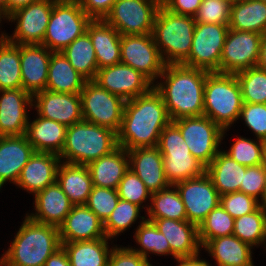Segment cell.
Here are the masks:
<instances>
[{
  "instance_id": "obj_1",
  "label": "cell",
  "mask_w": 266,
  "mask_h": 266,
  "mask_svg": "<svg viewBox=\"0 0 266 266\" xmlns=\"http://www.w3.org/2000/svg\"><path fill=\"white\" fill-rule=\"evenodd\" d=\"M170 122L163 99L153 87L146 94L125 102L117 133L118 146L127 151L157 146L160 134Z\"/></svg>"
},
{
  "instance_id": "obj_2",
  "label": "cell",
  "mask_w": 266,
  "mask_h": 266,
  "mask_svg": "<svg viewBox=\"0 0 266 266\" xmlns=\"http://www.w3.org/2000/svg\"><path fill=\"white\" fill-rule=\"evenodd\" d=\"M210 72L183 64H168L154 89L161 95L171 121L204 113V85Z\"/></svg>"
},
{
  "instance_id": "obj_3",
  "label": "cell",
  "mask_w": 266,
  "mask_h": 266,
  "mask_svg": "<svg viewBox=\"0 0 266 266\" xmlns=\"http://www.w3.org/2000/svg\"><path fill=\"white\" fill-rule=\"evenodd\" d=\"M59 228L31 220L27 215L8 250L5 266H44L60 247Z\"/></svg>"
},
{
  "instance_id": "obj_4",
  "label": "cell",
  "mask_w": 266,
  "mask_h": 266,
  "mask_svg": "<svg viewBox=\"0 0 266 266\" xmlns=\"http://www.w3.org/2000/svg\"><path fill=\"white\" fill-rule=\"evenodd\" d=\"M117 133L82 120L67 127L64 147L59 154L62 162L88 165L117 149Z\"/></svg>"
},
{
  "instance_id": "obj_5",
  "label": "cell",
  "mask_w": 266,
  "mask_h": 266,
  "mask_svg": "<svg viewBox=\"0 0 266 266\" xmlns=\"http://www.w3.org/2000/svg\"><path fill=\"white\" fill-rule=\"evenodd\" d=\"M195 25L193 16L175 14L160 5L151 34L166 65L182 64L188 58Z\"/></svg>"
},
{
  "instance_id": "obj_6",
  "label": "cell",
  "mask_w": 266,
  "mask_h": 266,
  "mask_svg": "<svg viewBox=\"0 0 266 266\" xmlns=\"http://www.w3.org/2000/svg\"><path fill=\"white\" fill-rule=\"evenodd\" d=\"M243 105L242 91L235 74L211 72L204 85V116L222 130L240 117Z\"/></svg>"
},
{
  "instance_id": "obj_7",
  "label": "cell",
  "mask_w": 266,
  "mask_h": 266,
  "mask_svg": "<svg viewBox=\"0 0 266 266\" xmlns=\"http://www.w3.org/2000/svg\"><path fill=\"white\" fill-rule=\"evenodd\" d=\"M158 150L163 156V166L171 185L202 176L206 167L192 156L179 128L171 121L160 134Z\"/></svg>"
},
{
  "instance_id": "obj_8",
  "label": "cell",
  "mask_w": 266,
  "mask_h": 266,
  "mask_svg": "<svg viewBox=\"0 0 266 266\" xmlns=\"http://www.w3.org/2000/svg\"><path fill=\"white\" fill-rule=\"evenodd\" d=\"M91 20L78 0H56L42 45L51 52H62L86 32Z\"/></svg>"
},
{
  "instance_id": "obj_9",
  "label": "cell",
  "mask_w": 266,
  "mask_h": 266,
  "mask_svg": "<svg viewBox=\"0 0 266 266\" xmlns=\"http://www.w3.org/2000/svg\"><path fill=\"white\" fill-rule=\"evenodd\" d=\"M80 96L83 120L118 133L126 102L123 98L108 92L93 80L85 82Z\"/></svg>"
},
{
  "instance_id": "obj_10",
  "label": "cell",
  "mask_w": 266,
  "mask_h": 266,
  "mask_svg": "<svg viewBox=\"0 0 266 266\" xmlns=\"http://www.w3.org/2000/svg\"><path fill=\"white\" fill-rule=\"evenodd\" d=\"M172 122L179 128L192 156L207 167L220 151L219 143L221 145L227 129L222 130L204 115L183 117Z\"/></svg>"
},
{
  "instance_id": "obj_11",
  "label": "cell",
  "mask_w": 266,
  "mask_h": 266,
  "mask_svg": "<svg viewBox=\"0 0 266 266\" xmlns=\"http://www.w3.org/2000/svg\"><path fill=\"white\" fill-rule=\"evenodd\" d=\"M159 7L156 0H116L104 20L121 35L151 34Z\"/></svg>"
},
{
  "instance_id": "obj_12",
  "label": "cell",
  "mask_w": 266,
  "mask_h": 266,
  "mask_svg": "<svg viewBox=\"0 0 266 266\" xmlns=\"http://www.w3.org/2000/svg\"><path fill=\"white\" fill-rule=\"evenodd\" d=\"M228 24L196 23L192 48L183 65L218 72Z\"/></svg>"
},
{
  "instance_id": "obj_13",
  "label": "cell",
  "mask_w": 266,
  "mask_h": 266,
  "mask_svg": "<svg viewBox=\"0 0 266 266\" xmlns=\"http://www.w3.org/2000/svg\"><path fill=\"white\" fill-rule=\"evenodd\" d=\"M120 46L121 63L139 71L154 84L166 63L154 43L152 34L121 35Z\"/></svg>"
},
{
  "instance_id": "obj_14",
  "label": "cell",
  "mask_w": 266,
  "mask_h": 266,
  "mask_svg": "<svg viewBox=\"0 0 266 266\" xmlns=\"http://www.w3.org/2000/svg\"><path fill=\"white\" fill-rule=\"evenodd\" d=\"M260 44L259 33L229 29L220 58L219 73L236 74L255 67Z\"/></svg>"
},
{
  "instance_id": "obj_15",
  "label": "cell",
  "mask_w": 266,
  "mask_h": 266,
  "mask_svg": "<svg viewBox=\"0 0 266 266\" xmlns=\"http://www.w3.org/2000/svg\"><path fill=\"white\" fill-rule=\"evenodd\" d=\"M55 1L41 0L8 16L6 19L17 25L13 36L7 34V40L20 45L42 44Z\"/></svg>"
},
{
  "instance_id": "obj_16",
  "label": "cell",
  "mask_w": 266,
  "mask_h": 266,
  "mask_svg": "<svg viewBox=\"0 0 266 266\" xmlns=\"http://www.w3.org/2000/svg\"><path fill=\"white\" fill-rule=\"evenodd\" d=\"M174 185L185 205L187 221L197 226L220 204V195L206 173Z\"/></svg>"
},
{
  "instance_id": "obj_17",
  "label": "cell",
  "mask_w": 266,
  "mask_h": 266,
  "mask_svg": "<svg viewBox=\"0 0 266 266\" xmlns=\"http://www.w3.org/2000/svg\"><path fill=\"white\" fill-rule=\"evenodd\" d=\"M93 81L125 101L146 94L154 85L142 73L123 63L98 69Z\"/></svg>"
},
{
  "instance_id": "obj_18",
  "label": "cell",
  "mask_w": 266,
  "mask_h": 266,
  "mask_svg": "<svg viewBox=\"0 0 266 266\" xmlns=\"http://www.w3.org/2000/svg\"><path fill=\"white\" fill-rule=\"evenodd\" d=\"M38 116L71 126L83 120L81 96L44 90L33 95Z\"/></svg>"
},
{
  "instance_id": "obj_19",
  "label": "cell",
  "mask_w": 266,
  "mask_h": 266,
  "mask_svg": "<svg viewBox=\"0 0 266 266\" xmlns=\"http://www.w3.org/2000/svg\"><path fill=\"white\" fill-rule=\"evenodd\" d=\"M0 94V137L24 135L30 120L26 107L33 108V96L22 88Z\"/></svg>"
},
{
  "instance_id": "obj_20",
  "label": "cell",
  "mask_w": 266,
  "mask_h": 266,
  "mask_svg": "<svg viewBox=\"0 0 266 266\" xmlns=\"http://www.w3.org/2000/svg\"><path fill=\"white\" fill-rule=\"evenodd\" d=\"M152 221L163 233L170 245V255L175 258L193 257L200 254L202 248L198 226L187 220L177 221L165 218H146Z\"/></svg>"
},
{
  "instance_id": "obj_21",
  "label": "cell",
  "mask_w": 266,
  "mask_h": 266,
  "mask_svg": "<svg viewBox=\"0 0 266 266\" xmlns=\"http://www.w3.org/2000/svg\"><path fill=\"white\" fill-rule=\"evenodd\" d=\"M51 54L42 44L20 45L22 89L32 96L46 89Z\"/></svg>"
},
{
  "instance_id": "obj_22",
  "label": "cell",
  "mask_w": 266,
  "mask_h": 266,
  "mask_svg": "<svg viewBox=\"0 0 266 266\" xmlns=\"http://www.w3.org/2000/svg\"><path fill=\"white\" fill-rule=\"evenodd\" d=\"M129 169L132 170L151 192L171 186L166 178L163 156L157 146L128 150Z\"/></svg>"
},
{
  "instance_id": "obj_23",
  "label": "cell",
  "mask_w": 266,
  "mask_h": 266,
  "mask_svg": "<svg viewBox=\"0 0 266 266\" xmlns=\"http://www.w3.org/2000/svg\"><path fill=\"white\" fill-rule=\"evenodd\" d=\"M61 162L58 154L34 152L21 170L15 185L35 195L56 182L57 171Z\"/></svg>"
},
{
  "instance_id": "obj_24",
  "label": "cell",
  "mask_w": 266,
  "mask_h": 266,
  "mask_svg": "<svg viewBox=\"0 0 266 266\" xmlns=\"http://www.w3.org/2000/svg\"><path fill=\"white\" fill-rule=\"evenodd\" d=\"M61 242L90 241L105 238L104 222L86 205H73L59 227Z\"/></svg>"
},
{
  "instance_id": "obj_25",
  "label": "cell",
  "mask_w": 266,
  "mask_h": 266,
  "mask_svg": "<svg viewBox=\"0 0 266 266\" xmlns=\"http://www.w3.org/2000/svg\"><path fill=\"white\" fill-rule=\"evenodd\" d=\"M35 214L27 216L38 223L60 227L70 213L73 204L57 182L34 195Z\"/></svg>"
},
{
  "instance_id": "obj_26",
  "label": "cell",
  "mask_w": 266,
  "mask_h": 266,
  "mask_svg": "<svg viewBox=\"0 0 266 266\" xmlns=\"http://www.w3.org/2000/svg\"><path fill=\"white\" fill-rule=\"evenodd\" d=\"M34 152L25 134L0 137V189L8 180L16 184Z\"/></svg>"
},
{
  "instance_id": "obj_27",
  "label": "cell",
  "mask_w": 266,
  "mask_h": 266,
  "mask_svg": "<svg viewBox=\"0 0 266 266\" xmlns=\"http://www.w3.org/2000/svg\"><path fill=\"white\" fill-rule=\"evenodd\" d=\"M95 49L98 69L121 63V34L104 19H92L86 29Z\"/></svg>"
},
{
  "instance_id": "obj_28",
  "label": "cell",
  "mask_w": 266,
  "mask_h": 266,
  "mask_svg": "<svg viewBox=\"0 0 266 266\" xmlns=\"http://www.w3.org/2000/svg\"><path fill=\"white\" fill-rule=\"evenodd\" d=\"M67 127L61 123L37 116L28 122L26 137L35 152L60 154L66 140Z\"/></svg>"
},
{
  "instance_id": "obj_29",
  "label": "cell",
  "mask_w": 266,
  "mask_h": 266,
  "mask_svg": "<svg viewBox=\"0 0 266 266\" xmlns=\"http://www.w3.org/2000/svg\"><path fill=\"white\" fill-rule=\"evenodd\" d=\"M128 158L127 150L118 147L112 153L90 162L87 167L93 186L117 189L125 172L129 169Z\"/></svg>"
},
{
  "instance_id": "obj_30",
  "label": "cell",
  "mask_w": 266,
  "mask_h": 266,
  "mask_svg": "<svg viewBox=\"0 0 266 266\" xmlns=\"http://www.w3.org/2000/svg\"><path fill=\"white\" fill-rule=\"evenodd\" d=\"M202 247L215 259L217 266H254L253 247L234 235L210 239Z\"/></svg>"
},
{
  "instance_id": "obj_31",
  "label": "cell",
  "mask_w": 266,
  "mask_h": 266,
  "mask_svg": "<svg viewBox=\"0 0 266 266\" xmlns=\"http://www.w3.org/2000/svg\"><path fill=\"white\" fill-rule=\"evenodd\" d=\"M56 182L73 205H85L93 182L87 165L61 162Z\"/></svg>"
},
{
  "instance_id": "obj_32",
  "label": "cell",
  "mask_w": 266,
  "mask_h": 266,
  "mask_svg": "<svg viewBox=\"0 0 266 266\" xmlns=\"http://www.w3.org/2000/svg\"><path fill=\"white\" fill-rule=\"evenodd\" d=\"M247 166L233 160L224 150H220L206 167L205 173L211 179L219 195L240 191L243 174Z\"/></svg>"
},
{
  "instance_id": "obj_33",
  "label": "cell",
  "mask_w": 266,
  "mask_h": 266,
  "mask_svg": "<svg viewBox=\"0 0 266 266\" xmlns=\"http://www.w3.org/2000/svg\"><path fill=\"white\" fill-rule=\"evenodd\" d=\"M87 80L69 63L62 52H52L48 66L46 90L78 94Z\"/></svg>"
},
{
  "instance_id": "obj_34",
  "label": "cell",
  "mask_w": 266,
  "mask_h": 266,
  "mask_svg": "<svg viewBox=\"0 0 266 266\" xmlns=\"http://www.w3.org/2000/svg\"><path fill=\"white\" fill-rule=\"evenodd\" d=\"M229 29L262 34L266 31V3L261 0H233Z\"/></svg>"
},
{
  "instance_id": "obj_35",
  "label": "cell",
  "mask_w": 266,
  "mask_h": 266,
  "mask_svg": "<svg viewBox=\"0 0 266 266\" xmlns=\"http://www.w3.org/2000/svg\"><path fill=\"white\" fill-rule=\"evenodd\" d=\"M109 238L90 241L61 242L67 252L71 266H108L112 248L109 249Z\"/></svg>"
},
{
  "instance_id": "obj_36",
  "label": "cell",
  "mask_w": 266,
  "mask_h": 266,
  "mask_svg": "<svg viewBox=\"0 0 266 266\" xmlns=\"http://www.w3.org/2000/svg\"><path fill=\"white\" fill-rule=\"evenodd\" d=\"M62 53L73 68L87 81L94 80L98 65L95 49L87 32L77 37Z\"/></svg>"
},
{
  "instance_id": "obj_37",
  "label": "cell",
  "mask_w": 266,
  "mask_h": 266,
  "mask_svg": "<svg viewBox=\"0 0 266 266\" xmlns=\"http://www.w3.org/2000/svg\"><path fill=\"white\" fill-rule=\"evenodd\" d=\"M150 199L151 204L150 206L146 205L148 208L145 209L147 210L148 218L187 220L185 205L175 185L151 193Z\"/></svg>"
},
{
  "instance_id": "obj_38",
  "label": "cell",
  "mask_w": 266,
  "mask_h": 266,
  "mask_svg": "<svg viewBox=\"0 0 266 266\" xmlns=\"http://www.w3.org/2000/svg\"><path fill=\"white\" fill-rule=\"evenodd\" d=\"M22 88L20 44H0V90Z\"/></svg>"
},
{
  "instance_id": "obj_39",
  "label": "cell",
  "mask_w": 266,
  "mask_h": 266,
  "mask_svg": "<svg viewBox=\"0 0 266 266\" xmlns=\"http://www.w3.org/2000/svg\"><path fill=\"white\" fill-rule=\"evenodd\" d=\"M233 235L253 246L266 245V211L259 206L234 220ZM260 244V245H259Z\"/></svg>"
},
{
  "instance_id": "obj_40",
  "label": "cell",
  "mask_w": 266,
  "mask_h": 266,
  "mask_svg": "<svg viewBox=\"0 0 266 266\" xmlns=\"http://www.w3.org/2000/svg\"><path fill=\"white\" fill-rule=\"evenodd\" d=\"M140 218H142V221L135 230L134 235L136 243L140 245V248H130L147 260H149L148 253H154L161 256L169 255L170 245L163 233L158 230L152 221L147 220L144 216H140Z\"/></svg>"
},
{
  "instance_id": "obj_41",
  "label": "cell",
  "mask_w": 266,
  "mask_h": 266,
  "mask_svg": "<svg viewBox=\"0 0 266 266\" xmlns=\"http://www.w3.org/2000/svg\"><path fill=\"white\" fill-rule=\"evenodd\" d=\"M234 218L219 204L198 226L201 246L208 240L233 235Z\"/></svg>"
},
{
  "instance_id": "obj_42",
  "label": "cell",
  "mask_w": 266,
  "mask_h": 266,
  "mask_svg": "<svg viewBox=\"0 0 266 266\" xmlns=\"http://www.w3.org/2000/svg\"><path fill=\"white\" fill-rule=\"evenodd\" d=\"M245 103L266 104V71L251 67L235 74Z\"/></svg>"
},
{
  "instance_id": "obj_43",
  "label": "cell",
  "mask_w": 266,
  "mask_h": 266,
  "mask_svg": "<svg viewBox=\"0 0 266 266\" xmlns=\"http://www.w3.org/2000/svg\"><path fill=\"white\" fill-rule=\"evenodd\" d=\"M144 207V205L140 207L137 204L119 199L117 206L104 222L106 237L112 239L131 227L139 217L141 208Z\"/></svg>"
},
{
  "instance_id": "obj_44",
  "label": "cell",
  "mask_w": 266,
  "mask_h": 266,
  "mask_svg": "<svg viewBox=\"0 0 266 266\" xmlns=\"http://www.w3.org/2000/svg\"><path fill=\"white\" fill-rule=\"evenodd\" d=\"M264 141L257 139H246L238 137L230 147L229 151H224L237 163L250 167L263 164Z\"/></svg>"
},
{
  "instance_id": "obj_45",
  "label": "cell",
  "mask_w": 266,
  "mask_h": 266,
  "mask_svg": "<svg viewBox=\"0 0 266 266\" xmlns=\"http://www.w3.org/2000/svg\"><path fill=\"white\" fill-rule=\"evenodd\" d=\"M117 189L93 186L86 206L105 222L119 201Z\"/></svg>"
},
{
  "instance_id": "obj_46",
  "label": "cell",
  "mask_w": 266,
  "mask_h": 266,
  "mask_svg": "<svg viewBox=\"0 0 266 266\" xmlns=\"http://www.w3.org/2000/svg\"><path fill=\"white\" fill-rule=\"evenodd\" d=\"M233 0H202L194 16L196 23L229 24Z\"/></svg>"
},
{
  "instance_id": "obj_47",
  "label": "cell",
  "mask_w": 266,
  "mask_h": 266,
  "mask_svg": "<svg viewBox=\"0 0 266 266\" xmlns=\"http://www.w3.org/2000/svg\"><path fill=\"white\" fill-rule=\"evenodd\" d=\"M117 193L121 200L129 201L141 207L146 199L151 198V192L147 189L142 180L130 169H128L120 184L117 187Z\"/></svg>"
},
{
  "instance_id": "obj_48",
  "label": "cell",
  "mask_w": 266,
  "mask_h": 266,
  "mask_svg": "<svg viewBox=\"0 0 266 266\" xmlns=\"http://www.w3.org/2000/svg\"><path fill=\"white\" fill-rule=\"evenodd\" d=\"M220 204L234 219L259 207L258 200L240 191L221 195Z\"/></svg>"
},
{
  "instance_id": "obj_49",
  "label": "cell",
  "mask_w": 266,
  "mask_h": 266,
  "mask_svg": "<svg viewBox=\"0 0 266 266\" xmlns=\"http://www.w3.org/2000/svg\"><path fill=\"white\" fill-rule=\"evenodd\" d=\"M257 139L266 141V104L243 102L240 117Z\"/></svg>"
},
{
  "instance_id": "obj_50",
  "label": "cell",
  "mask_w": 266,
  "mask_h": 266,
  "mask_svg": "<svg viewBox=\"0 0 266 266\" xmlns=\"http://www.w3.org/2000/svg\"><path fill=\"white\" fill-rule=\"evenodd\" d=\"M265 179L266 168L263 164L247 167L243 174V183H241L240 192L258 200L262 196Z\"/></svg>"
},
{
  "instance_id": "obj_51",
  "label": "cell",
  "mask_w": 266,
  "mask_h": 266,
  "mask_svg": "<svg viewBox=\"0 0 266 266\" xmlns=\"http://www.w3.org/2000/svg\"><path fill=\"white\" fill-rule=\"evenodd\" d=\"M149 261L129 247L115 245L108 259V266H148Z\"/></svg>"
},
{
  "instance_id": "obj_52",
  "label": "cell",
  "mask_w": 266,
  "mask_h": 266,
  "mask_svg": "<svg viewBox=\"0 0 266 266\" xmlns=\"http://www.w3.org/2000/svg\"><path fill=\"white\" fill-rule=\"evenodd\" d=\"M116 0H78L82 9L91 19H104Z\"/></svg>"
},
{
  "instance_id": "obj_53",
  "label": "cell",
  "mask_w": 266,
  "mask_h": 266,
  "mask_svg": "<svg viewBox=\"0 0 266 266\" xmlns=\"http://www.w3.org/2000/svg\"><path fill=\"white\" fill-rule=\"evenodd\" d=\"M202 0H166L162 5L172 13L195 16Z\"/></svg>"
},
{
  "instance_id": "obj_54",
  "label": "cell",
  "mask_w": 266,
  "mask_h": 266,
  "mask_svg": "<svg viewBox=\"0 0 266 266\" xmlns=\"http://www.w3.org/2000/svg\"><path fill=\"white\" fill-rule=\"evenodd\" d=\"M44 266H71L67 252L61 246L45 262Z\"/></svg>"
},
{
  "instance_id": "obj_55",
  "label": "cell",
  "mask_w": 266,
  "mask_h": 266,
  "mask_svg": "<svg viewBox=\"0 0 266 266\" xmlns=\"http://www.w3.org/2000/svg\"><path fill=\"white\" fill-rule=\"evenodd\" d=\"M41 0H4V16L7 18L16 10Z\"/></svg>"
},
{
  "instance_id": "obj_56",
  "label": "cell",
  "mask_w": 266,
  "mask_h": 266,
  "mask_svg": "<svg viewBox=\"0 0 266 266\" xmlns=\"http://www.w3.org/2000/svg\"><path fill=\"white\" fill-rule=\"evenodd\" d=\"M177 266H212L205 260H200L199 254L193 257L175 258Z\"/></svg>"
},
{
  "instance_id": "obj_57",
  "label": "cell",
  "mask_w": 266,
  "mask_h": 266,
  "mask_svg": "<svg viewBox=\"0 0 266 266\" xmlns=\"http://www.w3.org/2000/svg\"><path fill=\"white\" fill-rule=\"evenodd\" d=\"M256 67L266 71V31L261 34L259 58Z\"/></svg>"
},
{
  "instance_id": "obj_58",
  "label": "cell",
  "mask_w": 266,
  "mask_h": 266,
  "mask_svg": "<svg viewBox=\"0 0 266 266\" xmlns=\"http://www.w3.org/2000/svg\"><path fill=\"white\" fill-rule=\"evenodd\" d=\"M260 199L258 200L259 206H261L266 211V179H265V183H264L262 196Z\"/></svg>"
},
{
  "instance_id": "obj_59",
  "label": "cell",
  "mask_w": 266,
  "mask_h": 266,
  "mask_svg": "<svg viewBox=\"0 0 266 266\" xmlns=\"http://www.w3.org/2000/svg\"><path fill=\"white\" fill-rule=\"evenodd\" d=\"M1 18H2V19H4V18L6 19V17H5L3 14L0 13V23H1V21H2ZM6 36H7V34H4V33H2V34L0 35V44L3 43V42L7 39Z\"/></svg>"
},
{
  "instance_id": "obj_60",
  "label": "cell",
  "mask_w": 266,
  "mask_h": 266,
  "mask_svg": "<svg viewBox=\"0 0 266 266\" xmlns=\"http://www.w3.org/2000/svg\"><path fill=\"white\" fill-rule=\"evenodd\" d=\"M263 165L266 168V141H264L263 145Z\"/></svg>"
},
{
  "instance_id": "obj_61",
  "label": "cell",
  "mask_w": 266,
  "mask_h": 266,
  "mask_svg": "<svg viewBox=\"0 0 266 266\" xmlns=\"http://www.w3.org/2000/svg\"><path fill=\"white\" fill-rule=\"evenodd\" d=\"M0 13L4 15V0H0Z\"/></svg>"
},
{
  "instance_id": "obj_62",
  "label": "cell",
  "mask_w": 266,
  "mask_h": 266,
  "mask_svg": "<svg viewBox=\"0 0 266 266\" xmlns=\"http://www.w3.org/2000/svg\"><path fill=\"white\" fill-rule=\"evenodd\" d=\"M0 266H5L4 254H2V257L0 258Z\"/></svg>"
},
{
  "instance_id": "obj_63",
  "label": "cell",
  "mask_w": 266,
  "mask_h": 266,
  "mask_svg": "<svg viewBox=\"0 0 266 266\" xmlns=\"http://www.w3.org/2000/svg\"><path fill=\"white\" fill-rule=\"evenodd\" d=\"M160 5H162L166 0H156Z\"/></svg>"
}]
</instances>
